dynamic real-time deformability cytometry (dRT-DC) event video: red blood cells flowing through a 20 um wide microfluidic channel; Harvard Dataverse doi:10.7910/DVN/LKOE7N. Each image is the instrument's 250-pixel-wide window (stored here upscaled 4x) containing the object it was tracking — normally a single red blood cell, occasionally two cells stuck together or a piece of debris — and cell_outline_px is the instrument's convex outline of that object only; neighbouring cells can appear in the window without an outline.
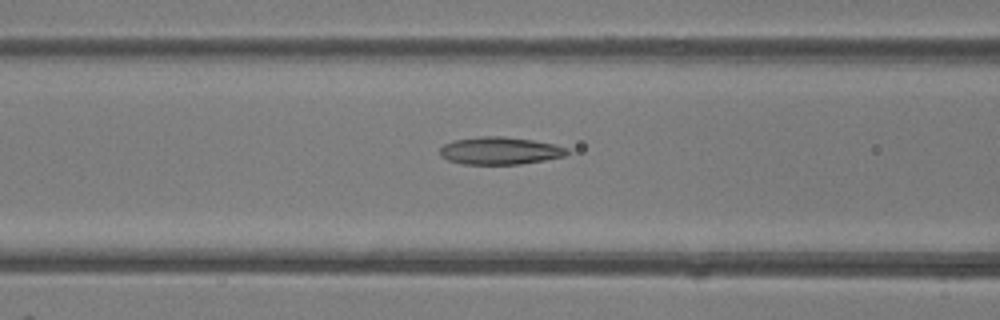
{"species": "common noctule bat (a hibernating species)", "species_latin": "Nyctalus noctula", "temperature_condition": "room temperature", "stored_images_in_passage": 29, "camera_frame_rate_fps": 3000, "um_per_image_px": 0.085, "animal": {"sex": "female"}, "frame": {"image": 1, "passage_image": 11, "time_ms": 3.333, "image_size_px": [1000, 320], "cell_outline_px": [[572, 152], [564, 156], [544, 160], [520, 164], [464, 164], [448, 160], [440, 156], [440, 148], [444, 144], [452, 140], [480, 136], [504, 136], [532, 140], [552, 144], [568, 148]], "centroid_in_image_um": [42.49, 12.81], "position_along_channel_um": 124.1, "area_um2": 20.46}}
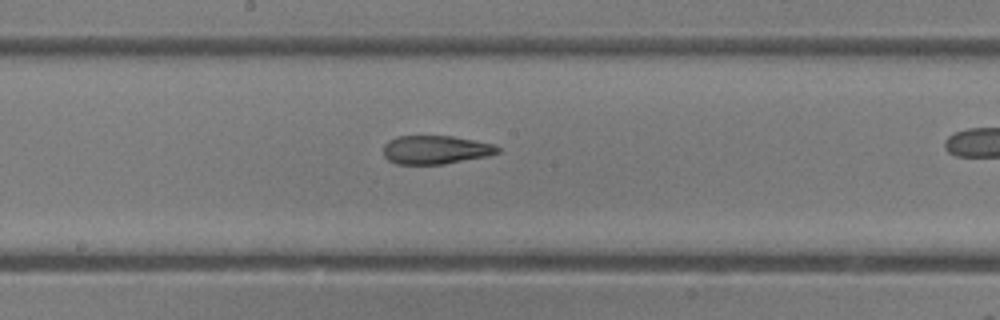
{"frame": {"image": 2, "passage_image": 17, "time_ms": 5.333, "image_size_px": [1000, 320], "cell_outline_px": [[500, 152], [488, 156], [444, 164], [396, 164], [388, 160], [384, 156], [384, 144], [388, 140], [396, 136], [452, 136], [492, 144], [500, 148]], "centroid_in_image_um": [37.0, 12.73], "position_along_channel_um": 211.2, "area_um2": 19.02}}
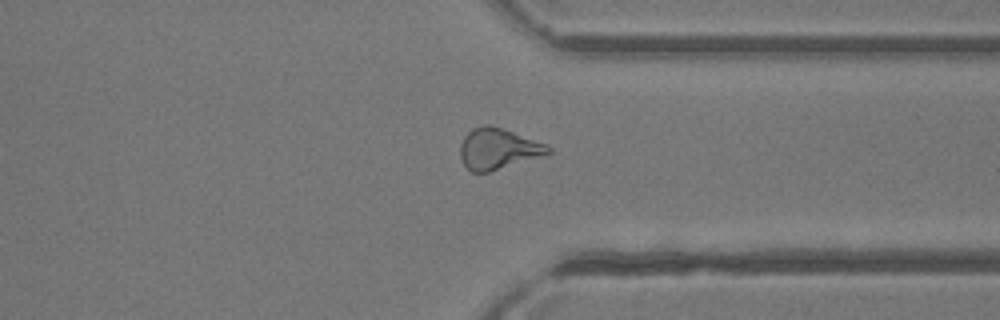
{"frame": {"image": 3, "passage_image": 28, "time_ms": 9.0, "image_size_px": [1000, 320], "cell_outline_px": [[552, 152], [540, 156], [488, 172], [472, 172], [464, 164], [460, 156], [460, 144], [464, 136], [472, 128], [484, 124], [488, 124], [504, 128], [544, 144], [552, 148]], "centroid_in_image_um": [42.29, 12.62], "position_along_channel_um": 369.1, "area_um2": 20.69}}